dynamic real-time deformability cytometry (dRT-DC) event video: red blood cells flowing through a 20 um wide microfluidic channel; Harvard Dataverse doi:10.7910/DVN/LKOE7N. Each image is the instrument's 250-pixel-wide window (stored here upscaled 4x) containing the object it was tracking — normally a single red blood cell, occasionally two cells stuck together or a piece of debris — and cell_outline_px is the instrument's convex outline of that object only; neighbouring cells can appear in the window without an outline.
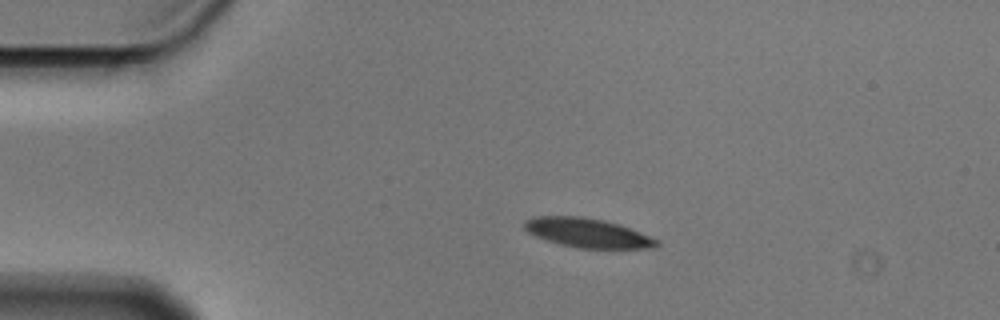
{"species": "Egyptian fruit bat (a non-hibernating species)", "species_latin": "Rousettus aegyptiacus", "temperature_condition": "cold", "stored_images_in_passage": 4, "camera_frame_rate_fps": 3000, "um_per_image_px": 0.085, "animal": {"sex": "male"}, "frame": {"image": 1, "passage_image": 3, "time_ms": 0.667, "image_size_px": [1000, 320], "cell_outline_px": [[660, 244], [656, 248], [580, 248], [560, 244], [536, 236], [528, 232], [524, 228], [524, 220], [536, 216], [580, 216], [604, 220], [620, 224], [660, 240]], "centroid_in_image_um": [49.97, 19.79], "position_along_channel_um": 35.0, "area_um2": 22.54}}